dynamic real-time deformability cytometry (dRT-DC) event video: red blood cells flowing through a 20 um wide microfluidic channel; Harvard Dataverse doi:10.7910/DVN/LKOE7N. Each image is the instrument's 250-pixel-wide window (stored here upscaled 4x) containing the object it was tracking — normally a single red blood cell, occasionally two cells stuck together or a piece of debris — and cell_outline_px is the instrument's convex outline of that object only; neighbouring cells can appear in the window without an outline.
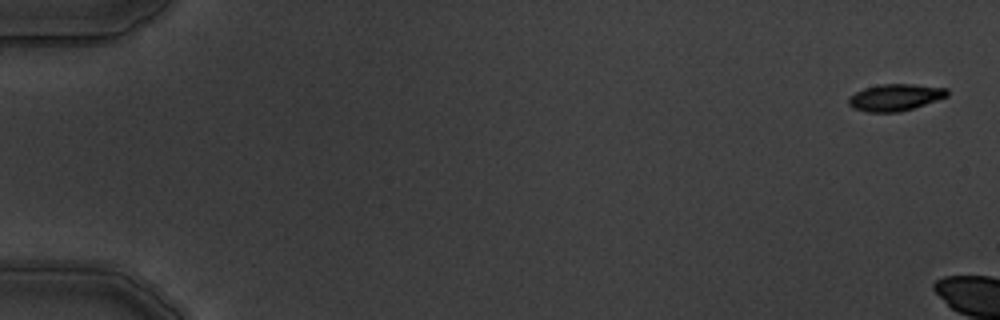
{"species": "common noctule bat (a hibernating species)", "species_latin": "Nyctalus noctula", "temperature_condition": "warm", "stored_images_in_passage": 2, "camera_frame_rate_fps": 3000, "um_per_image_px": 0.085, "animal": {"sex": "male", "body_mass_g": 19.5, "forearm_length_mm": 54.6}, "frame": {"image": 1, "passage_image": 1, "time_ms": 0.0, "image_size_px": [1000, 320], "cell_outline_px": [[948, 96], [900, 112], [868, 112], [852, 108], [848, 104], [848, 96], [864, 88], [880, 84], [912, 84], [948, 88]], "centroid_in_image_um": [76.06, 8.27], "position_along_channel_um": 8.9, "area_um2": 15.37}}